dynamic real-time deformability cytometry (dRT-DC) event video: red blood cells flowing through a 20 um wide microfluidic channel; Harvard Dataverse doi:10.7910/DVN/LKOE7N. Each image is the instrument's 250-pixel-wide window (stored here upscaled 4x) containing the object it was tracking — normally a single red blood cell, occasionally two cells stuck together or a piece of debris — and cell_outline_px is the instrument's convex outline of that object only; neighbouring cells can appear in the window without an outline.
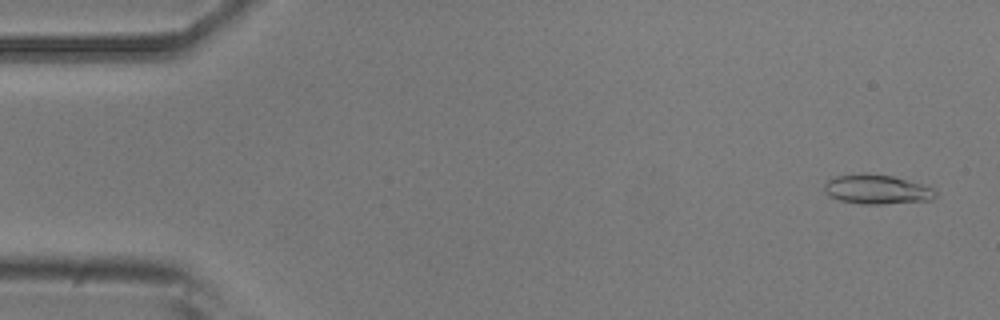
{"species": "common noctule bat (a hibernating species)", "species_latin": "Nyctalus noctula", "temperature_condition": "room temperature", "stored_images_in_passage": 16, "camera_frame_rate_fps": 3000, "um_per_image_px": 0.085, "animal": {"sex": "male", "body_mass_g": 20.5, "forearm_length_mm": 52.5}, "frame": {"image": 1, "passage_image": 2, "time_ms": 0.333, "image_size_px": [1000, 320], "cell_outline_px": [[936, 196], [932, 200], [884, 204], [860, 204], [840, 200], [828, 196], [824, 192], [824, 184], [828, 180], [836, 176], [864, 172], [892, 176], [920, 184], [932, 188], [936, 192]], "centroid_in_image_um": [74.49, 16.1], "position_along_channel_um": 10.5, "area_um2": 19.13}}